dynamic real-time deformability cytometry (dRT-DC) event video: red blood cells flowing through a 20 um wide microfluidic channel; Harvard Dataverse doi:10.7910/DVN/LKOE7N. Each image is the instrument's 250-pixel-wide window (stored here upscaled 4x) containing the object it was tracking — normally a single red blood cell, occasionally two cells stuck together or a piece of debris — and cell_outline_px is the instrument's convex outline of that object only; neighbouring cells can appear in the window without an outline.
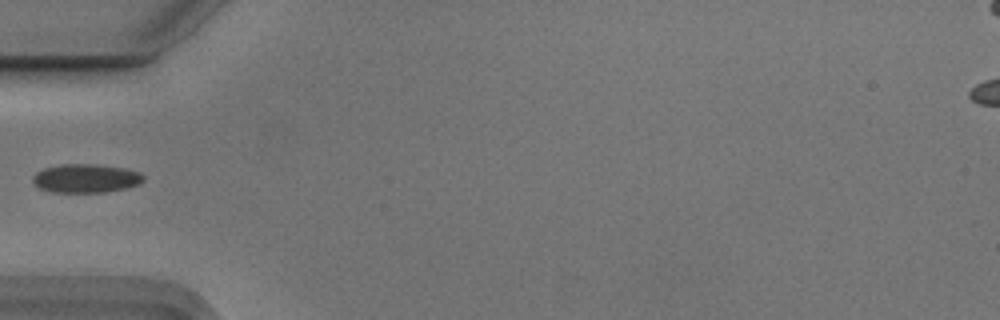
{"species": "Egyptian fruit bat (a non-hibernating species)", "species_latin": "Rousettus aegyptiacus", "temperature_condition": "cold", "stored_images_in_passage": 3, "camera_frame_rate_fps": 3000, "um_per_image_px": 0.085, "animal": {"sex": "male"}, "frame": {"image": 1, "passage_image": 1, "time_ms": 0.0, "image_size_px": [1000, 320], "cell_outline_px": [[144, 180], [140, 184], [128, 188], [108, 192], [52, 192], [40, 188], [32, 180], [32, 176], [36, 172], [44, 168], [60, 164], [92, 164], [124, 168], [140, 172], [144, 176]], "centroid_in_image_um": [7.32, 15.16], "position_along_channel_um": 77.7, "area_um2": 18.61}}